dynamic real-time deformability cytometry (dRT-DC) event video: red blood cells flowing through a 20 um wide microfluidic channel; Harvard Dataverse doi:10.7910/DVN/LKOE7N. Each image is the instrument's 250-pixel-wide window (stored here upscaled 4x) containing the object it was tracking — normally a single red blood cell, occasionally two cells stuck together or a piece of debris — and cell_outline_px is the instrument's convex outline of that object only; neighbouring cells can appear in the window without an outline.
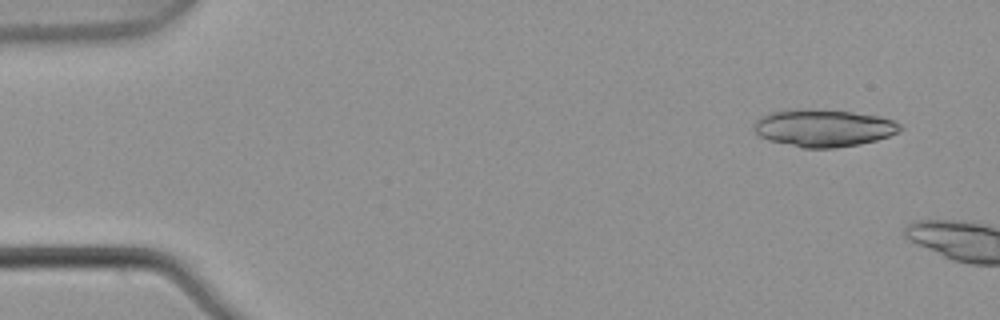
{"species": "common noctule bat (a hibernating species)", "species_latin": "Nyctalus noctula", "temperature_condition": "warm", "stored_images_in_passage": 2, "camera_frame_rate_fps": 3000, "um_per_image_px": 0.085, "animal": {"sex": "male", "body_mass_g": 21.5, "forearm_length_mm": 52.0}, "frame": {"image": 1, "passage_image": 1, "time_ms": 0.0, "image_size_px": [1000, 320], "cell_outline_px": [[904, 128], [900, 132], [876, 140], [860, 144], [836, 148], [800, 148], [768, 140], [760, 136], [756, 132], [752, 124], [760, 116], [772, 112], [792, 108], [804, 108], [848, 112], [876, 116], [892, 120], [900, 124]], "centroid_in_image_um": [69.96, 10.88], "position_along_channel_um": 15.0, "area_um2": 31.96}}